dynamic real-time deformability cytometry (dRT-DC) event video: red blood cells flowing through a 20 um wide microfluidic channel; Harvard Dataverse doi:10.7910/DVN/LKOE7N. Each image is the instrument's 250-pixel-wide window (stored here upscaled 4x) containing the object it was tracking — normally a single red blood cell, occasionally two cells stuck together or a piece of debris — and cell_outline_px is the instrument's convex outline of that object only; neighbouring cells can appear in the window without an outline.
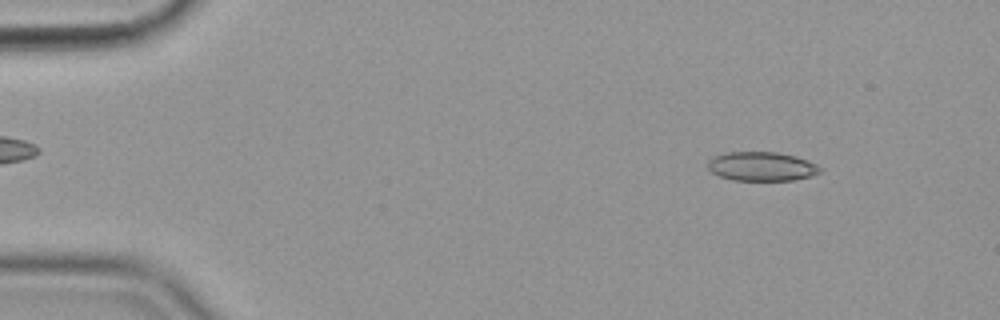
{"species": "common noctule bat (a hibernating species)", "species_latin": "Nyctalus noctula", "temperature_condition": "cold", "stored_images_in_passage": 50, "camera_frame_rate_fps": 3000, "um_per_image_px": 0.085, "animal": {"sex": "female", "body_mass_g": 19.9}, "frame": {"image": 1, "passage_image": 1, "time_ms": 0.0, "image_size_px": [1000, 320], "cell_outline_px": [[824, 168], [820, 172], [808, 176], [792, 180], [732, 180], [720, 176], [712, 172], [708, 168], [708, 160], [716, 156], [728, 152], [776, 152], [796, 156], [808, 160]], "centroid_in_image_um": [64.76, 14.14], "position_along_channel_um": 20.2, "area_um2": 18.9}}
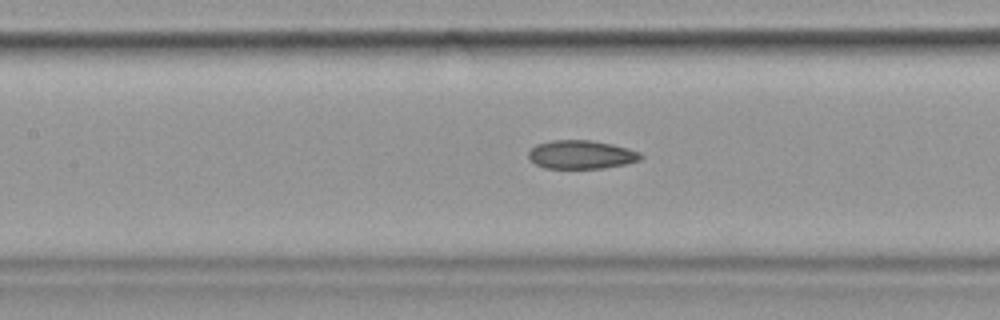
{"frame": {"image": 2, "passage_image": 20, "time_ms": 6.333, "image_size_px": [1000, 320], "cell_outline_px": [[644, 156], [640, 160], [628, 164], [604, 168], [544, 168], [528, 160], [528, 152], [536, 144], [552, 140], [588, 140], [612, 144], [628, 148], [640, 152]], "centroid_in_image_um": [49.41, 13.14], "position_along_channel_um": 158.0, "area_um2": 18.84}}
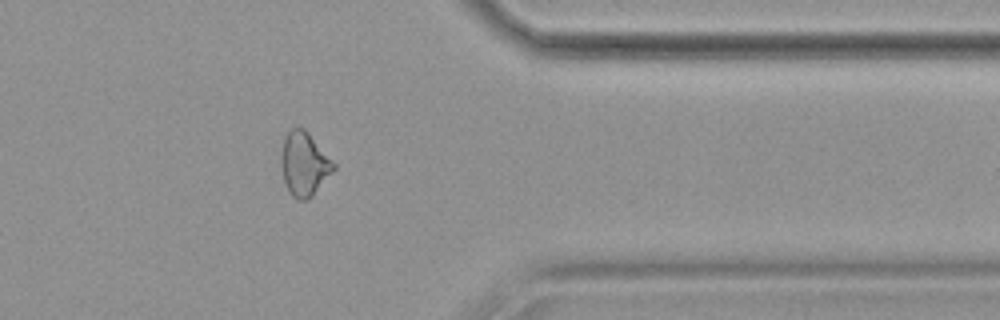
{"frame": {"image": 3, "passage_image": 40, "time_ms": 13.0, "image_size_px": [1000, 320], "cell_outline_px": [[336, 168], [312, 196], [308, 200], [296, 200], [288, 192], [284, 180], [280, 164], [280, 160], [284, 140], [288, 132], [292, 128], [304, 128], [308, 132], [336, 164]], "centroid_in_image_um": [25.86, 13.97], "position_along_channel_um": 385.5, "area_um2": 19.48}, "authors_computed_cell_mechanics": {"area_um2": 19.1896, "velocity_mm_per_s": 3.5871, "shape_relaxation_time_tau1_ms": null, "shape_relaxation_time_tau2_ms": 7.5053, "deformation_change_tau1": null, "deformation_change_tau2": 0.1615}}